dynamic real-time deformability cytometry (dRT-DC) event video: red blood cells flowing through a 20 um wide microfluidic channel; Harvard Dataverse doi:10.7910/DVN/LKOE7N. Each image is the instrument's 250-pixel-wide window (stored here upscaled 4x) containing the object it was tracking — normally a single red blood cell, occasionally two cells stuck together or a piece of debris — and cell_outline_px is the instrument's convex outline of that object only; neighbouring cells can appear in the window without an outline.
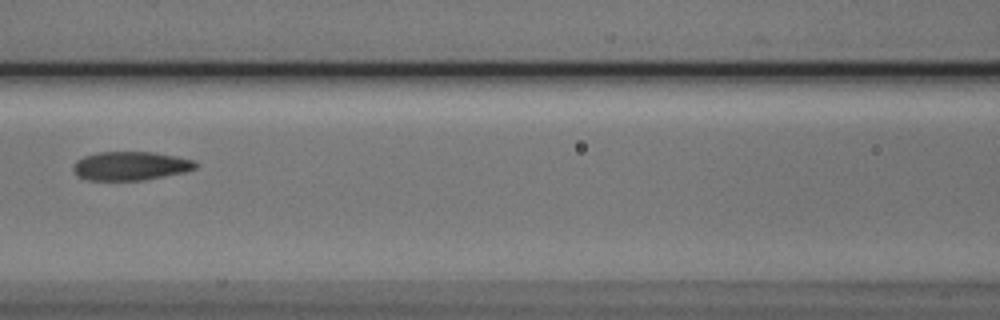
{"species": "Egyptian fruit bat (a non-hibernating species)", "species_latin": "Rousettus aegyptiacus", "temperature_condition": "cold", "stored_images_in_passage": 4, "camera_frame_rate_fps": 3000, "um_per_image_px": 0.085, "animal": {"sex": "male"}, "frame": {"image": 1, "passage_image": 4, "time_ms": 3.333, "image_size_px": [1000, 320], "cell_outline_px": [[200, 164], [196, 168], [184, 172], [144, 180], [88, 180], [76, 176], [72, 168], [76, 160], [84, 156], [100, 152], [152, 152], [176, 156], [196, 160]], "centroid_in_image_um": [11.11, 14.1], "position_along_channel_um": 155.5, "area_um2": 20.63}}